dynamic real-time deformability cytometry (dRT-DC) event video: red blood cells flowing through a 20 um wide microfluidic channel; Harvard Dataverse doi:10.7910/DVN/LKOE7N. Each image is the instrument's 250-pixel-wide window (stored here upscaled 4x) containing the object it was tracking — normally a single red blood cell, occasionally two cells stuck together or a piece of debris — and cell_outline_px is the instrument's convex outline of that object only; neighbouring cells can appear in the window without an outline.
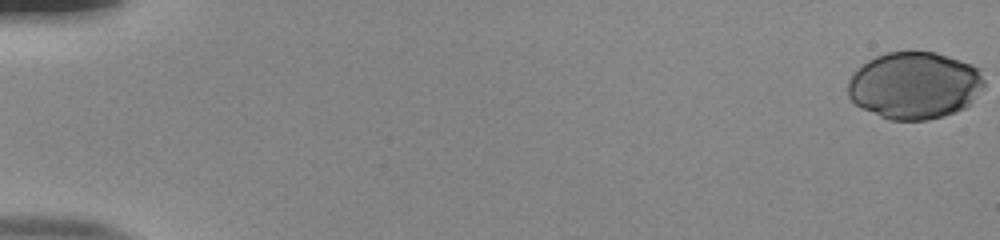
{"species": "human", "species_latin": "Homo sapiens", "temperature_condition": "room temperature", "stored_images_in_passage": 54, "camera_frame_rate_fps": 3000, "um_per_image_px": 0.085, "donor": {"sex": "male"}, "frame": {"image": 1, "passage_image": 1, "time_ms": 0.0, "image_size_px": [1000, 240], "cell_outline_px": [[984, 88], [964, 108], [956, 112], [944, 116], [928, 120], [888, 120], [856, 104], [848, 96], [848, 80], [868, 60], [876, 56], [888, 52], [936, 52], [972, 64], [980, 68], [984, 80]], "centroid_in_image_um": [77.77, 7.26], "position_along_channel_um": 7.2, "area_um2": 53.18}}
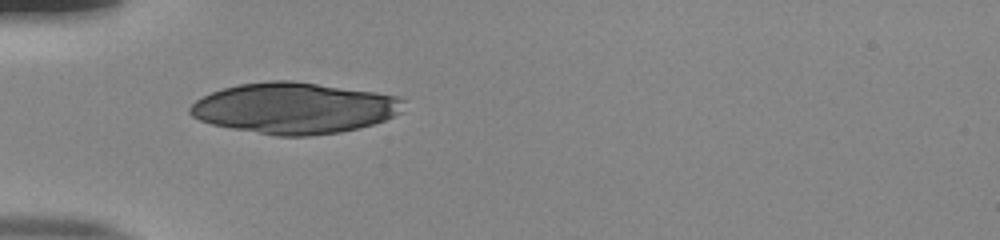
{"frame": {"image": 2, "passage_image": 19, "time_ms": 6.0, "image_size_px": [1000, 240], "cell_outline_px": [[408, 100], [400, 112], [384, 120], [360, 128], [340, 132], [308, 136], [276, 136], [232, 128], [212, 124], [200, 120], [192, 116], [188, 112], [188, 108], [196, 100], [212, 92], [224, 88], [240, 84], [268, 80], [292, 80], [376, 92], [400, 96]], "centroid_in_image_um": [25.05, 9.18], "position_along_channel_um": 60.0, "area_um2": 63.64}}
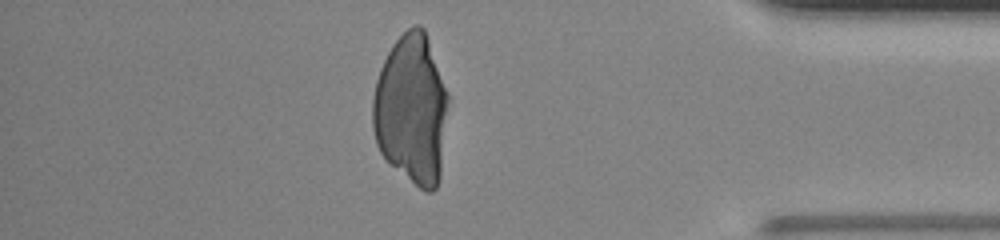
{"frame": {"image": 3, "passage_image": 48, "time_ms": 15.667, "image_size_px": [1000, 240], "cell_outline_px": [[448, 100], [440, 180], [436, 188], [432, 192], [424, 192], [392, 164], [380, 152], [376, 144], [372, 128], [372, 96], [376, 80], [380, 68], [392, 44], [412, 24], [420, 24], [424, 28], [448, 92]], "centroid_in_image_um": [34.97, 9.28], "position_along_channel_um": 400.2, "area_um2": 66.07}}